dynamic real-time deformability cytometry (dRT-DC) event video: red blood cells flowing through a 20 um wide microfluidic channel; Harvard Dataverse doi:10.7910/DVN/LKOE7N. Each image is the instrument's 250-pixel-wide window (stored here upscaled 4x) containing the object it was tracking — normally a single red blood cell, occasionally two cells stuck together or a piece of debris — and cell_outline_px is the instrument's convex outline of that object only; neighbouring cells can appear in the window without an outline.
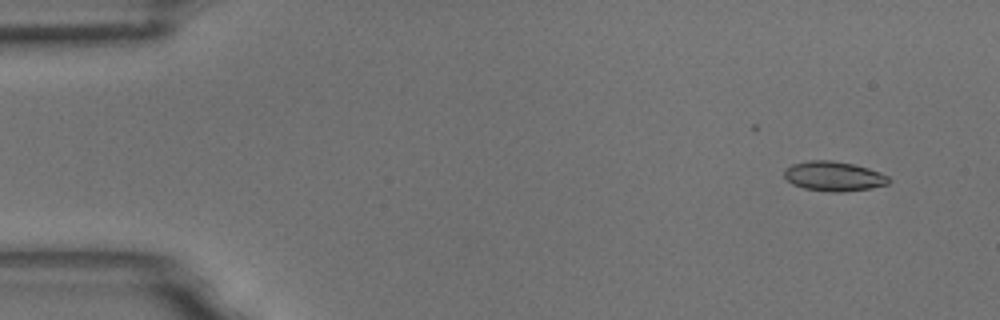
{"species": "common noctule bat (a hibernating species)", "species_latin": "Nyctalus noctula", "temperature_condition": "room temperature", "stored_images_in_passage": 5, "camera_frame_rate_fps": 3000, "um_per_image_px": 0.085, "animal": {"sex": "male", "body_mass_g": 18.8}, "frame": {"image": 1, "passage_image": 2, "time_ms": 0.333, "image_size_px": [1000, 320], "cell_outline_px": [[892, 180], [888, 184], [868, 188], [840, 192], [832, 192], [804, 188], [792, 184], [784, 176], [784, 168], [792, 164], [808, 160], [832, 160], [852, 164], [868, 168], [880, 172], [888, 176]], "centroid_in_image_um": [70.85, 14.97], "position_along_channel_um": 14.1, "area_um2": 18.03}}